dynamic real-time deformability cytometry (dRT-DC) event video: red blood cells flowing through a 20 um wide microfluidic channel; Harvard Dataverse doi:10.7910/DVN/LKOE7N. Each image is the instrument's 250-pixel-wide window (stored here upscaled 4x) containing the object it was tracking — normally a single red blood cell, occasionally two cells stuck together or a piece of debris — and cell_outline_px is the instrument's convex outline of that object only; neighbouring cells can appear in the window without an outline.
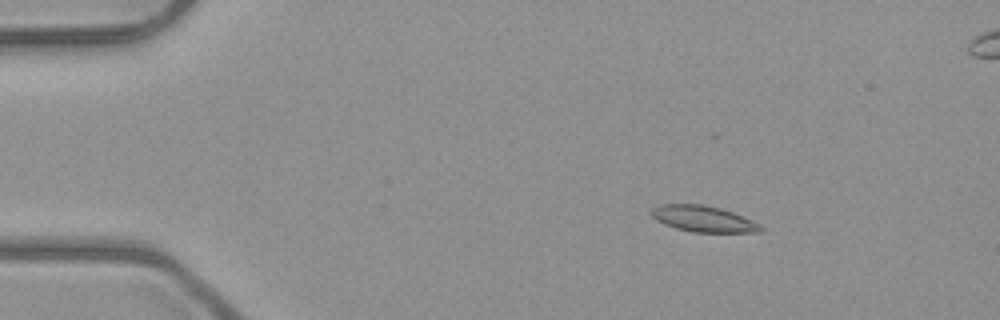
{"species": "common noctule bat (a hibernating species)", "species_latin": "Nyctalus noctula", "temperature_condition": "room temperature", "stored_images_in_passage": 3, "camera_frame_rate_fps": 3000, "um_per_image_px": 0.085, "animal": {"sex": "male", "body_mass_g": 23.1, "forearm_length_mm": 52.7}, "frame": {"image": 1, "passage_image": 1, "time_ms": 0.0, "image_size_px": [1000, 320], "cell_outline_px": [[764, 228], [760, 232], [692, 232], [676, 228], [664, 224], [656, 220], [652, 216], [652, 208], [660, 204], [704, 204], [720, 208], [732, 212], [760, 224]], "centroid_in_image_um": [59.77, 18.6], "position_along_channel_um": 25.2, "area_um2": 16.53}}